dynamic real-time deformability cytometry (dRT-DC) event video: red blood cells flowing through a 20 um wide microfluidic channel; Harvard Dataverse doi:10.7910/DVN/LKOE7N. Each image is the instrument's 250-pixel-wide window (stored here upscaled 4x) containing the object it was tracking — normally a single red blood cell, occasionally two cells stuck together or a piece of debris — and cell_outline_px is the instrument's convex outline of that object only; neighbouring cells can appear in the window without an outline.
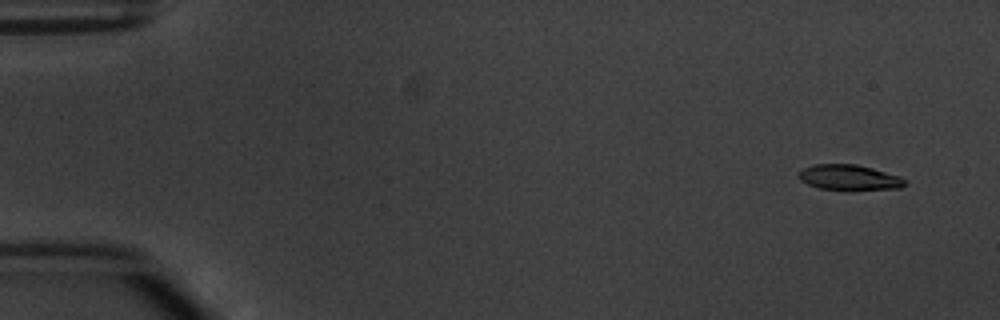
{"species": "common noctule bat (a hibernating species)", "species_latin": "Nyctalus noctula", "temperature_condition": "warm", "stored_images_in_passage": 7, "camera_frame_rate_fps": 3000, "um_per_image_px": 0.085, "animal": {"sex": "male", "body_mass_g": 20.1, "forearm_length_mm": 53.5}, "frame": {"image": 1, "passage_image": 2, "time_ms": 1.0, "image_size_px": [1000, 320], "cell_outline_px": [[908, 184], [900, 188], [852, 192], [848, 192], [820, 188], [808, 184], [800, 180], [796, 176], [796, 172], [800, 168], [816, 164], [856, 164], [872, 168], [900, 176], [908, 180]], "centroid_in_image_um": [72.19, 15.12], "position_along_channel_um": 12.8, "area_um2": 16.65}}
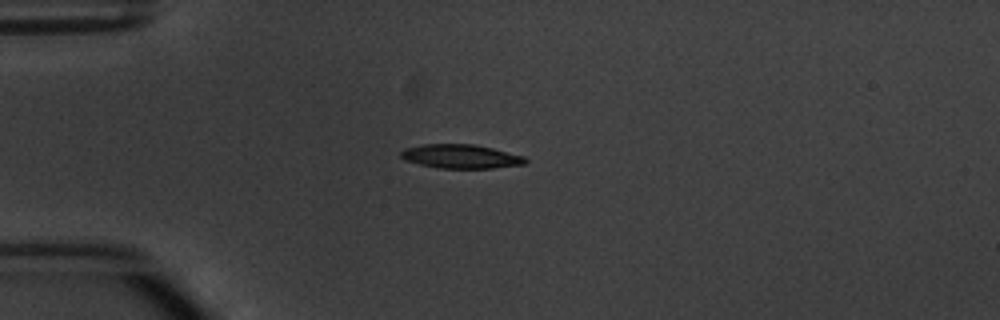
{"frame": {"image": 2, "passage_image": 5, "time_ms": 4.667, "image_size_px": [1000, 320], "cell_outline_px": [[528, 160], [524, 164], [492, 168], [436, 168], [404, 160], [400, 156], [400, 152], [404, 148], [424, 144], [472, 144], [492, 148], [524, 156]], "centroid_in_image_um": [39.14, 13.29], "position_along_channel_um": 45.9, "area_um2": 17.34}}
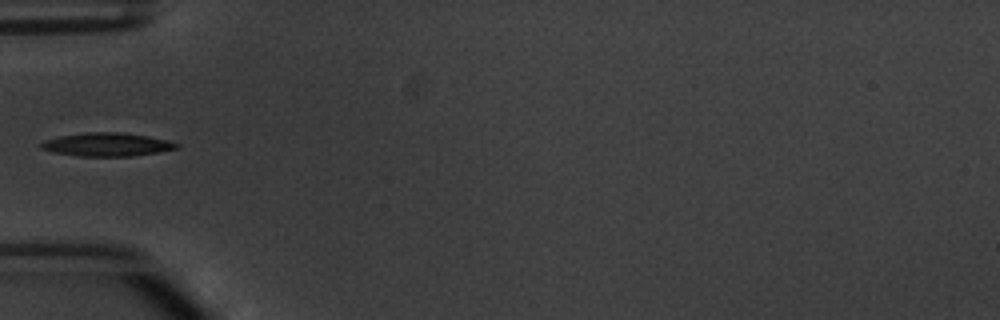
{"frame": {"image": 3, "passage_image": 6, "time_ms": 6.0, "image_size_px": [1000, 320], "cell_outline_px": [[180, 148], [132, 156], [80, 156], [56, 152], [40, 148], [36, 144], [44, 140], [60, 136], [88, 132], [120, 132], [148, 136], [168, 140], [180, 144]], "centroid_in_image_um": [9.09, 12.28], "position_along_channel_um": 75.9, "area_um2": 18.44}}